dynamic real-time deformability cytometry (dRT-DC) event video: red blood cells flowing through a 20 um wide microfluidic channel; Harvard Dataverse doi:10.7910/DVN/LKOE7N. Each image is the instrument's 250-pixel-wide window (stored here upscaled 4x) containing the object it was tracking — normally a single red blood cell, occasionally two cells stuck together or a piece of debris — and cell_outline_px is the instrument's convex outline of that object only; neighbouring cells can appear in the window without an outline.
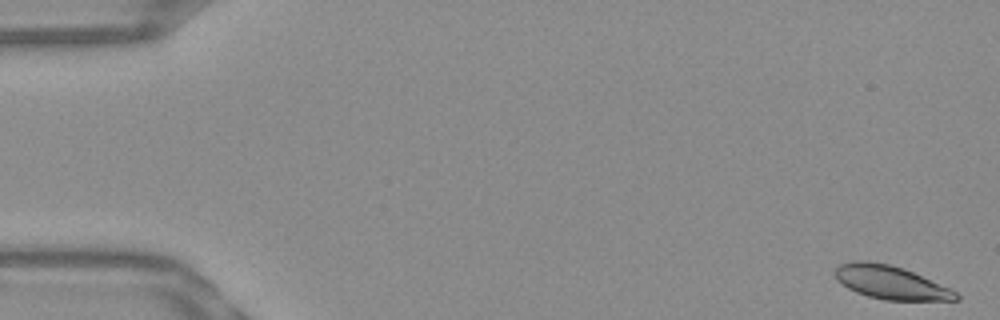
{"species": "Egyptian fruit bat (a non-hibernating species)", "species_latin": "Rousettus aegyptiacus", "temperature_condition": "warm", "stored_images_in_passage": 53, "camera_frame_rate_fps": 3000, "um_per_image_px": 0.085, "frame": {"image": 1, "passage_image": 1, "time_ms": 0.0, "image_size_px": [1000, 320], "cell_outline_px": [[960, 300], [884, 300], [868, 296], [856, 292], [848, 288], [836, 280], [836, 268], [840, 264], [852, 260], [868, 260], [888, 264], [904, 268], [948, 288], [956, 292], [960, 296]], "centroid_in_image_um": [75.67, 24.0], "position_along_channel_um": 9.3, "area_um2": 23.35}}
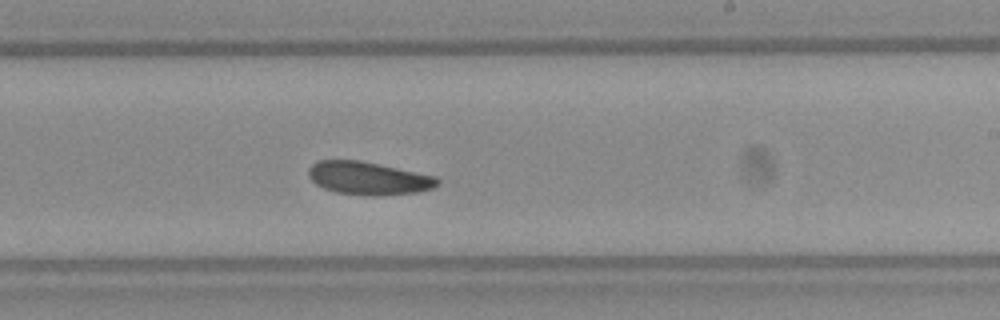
{"frame": {"image": 2, "passage_image": 32, "time_ms": 10.333, "image_size_px": [1000, 320], "cell_outline_px": [[440, 184], [432, 188], [420, 192], [376, 196], [368, 196], [336, 192], [324, 188], [316, 184], [308, 176], [308, 168], [316, 160], [360, 160], [436, 176], [440, 180]], "centroid_in_image_um": [31.32, 15.15], "position_along_channel_um": 257.7, "area_um2": 24.97}}
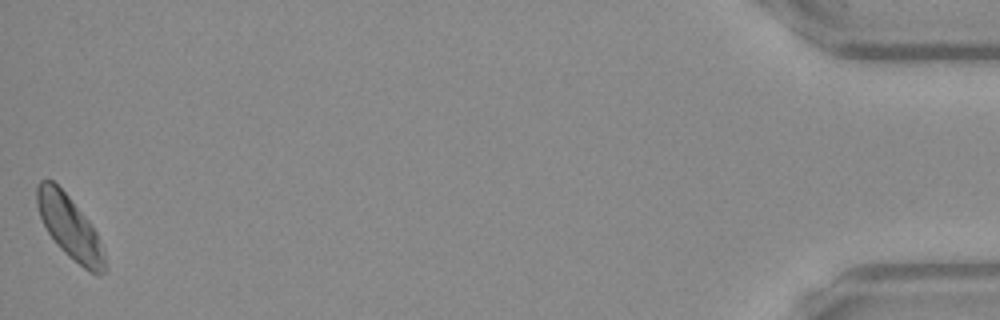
{"frame": {"image": 3, "passage_image": 53, "time_ms": 17.333, "image_size_px": [1000, 320], "cell_outline_px": [[108, 268], [100, 276], [96, 276], [84, 268], [68, 256], [60, 248], [48, 232], [40, 216], [36, 204], [36, 184], [40, 180], [52, 180], [68, 196], [92, 224], [104, 248], [108, 264]], "centroid_in_image_um": [5.97, 19.37], "position_along_channel_um": 429.2, "area_um2": 25.09}, "authors_computed_cell_mechanics": {"area_um2": 24.854, "velocity_mm_per_s": 3.8038, "shape_relaxation_time_tau1_ms": 2.5561, "shape_relaxation_time_tau2_ms": null, "deformation_change_tau1": 0.0866, "deformation_change_tau2": null}}